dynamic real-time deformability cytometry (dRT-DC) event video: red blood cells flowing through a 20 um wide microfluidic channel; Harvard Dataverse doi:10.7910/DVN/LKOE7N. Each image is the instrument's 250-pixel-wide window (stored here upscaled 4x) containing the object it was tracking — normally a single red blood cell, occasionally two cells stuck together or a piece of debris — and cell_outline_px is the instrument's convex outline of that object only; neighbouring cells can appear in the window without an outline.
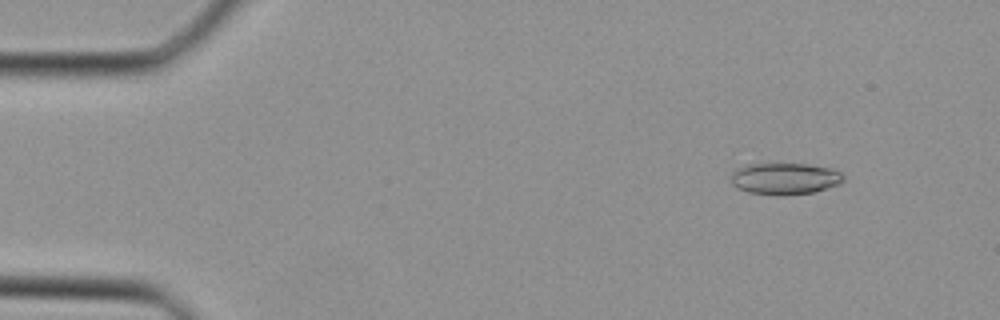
{"species": "Egyptian fruit bat (a non-hibernating species)", "species_latin": "Rousettus aegyptiacus", "temperature_condition": "cold", "stored_images_in_passage": 38, "camera_frame_rate_fps": 3000, "um_per_image_px": 0.085, "animal": {"sex": "female"}, "frame": {"image": 1, "passage_image": 4, "time_ms": 1.0, "image_size_px": [1000, 320], "cell_outline_px": [[844, 180], [840, 184], [828, 188], [812, 192], [784, 196], [776, 196], [748, 192], [736, 188], [732, 184], [732, 172], [736, 168], [744, 164], [808, 164], [832, 168], [840, 172], [844, 176]], "centroid_in_image_um": [66.7, 15.19], "position_along_channel_um": 18.3, "area_um2": 21.04}}
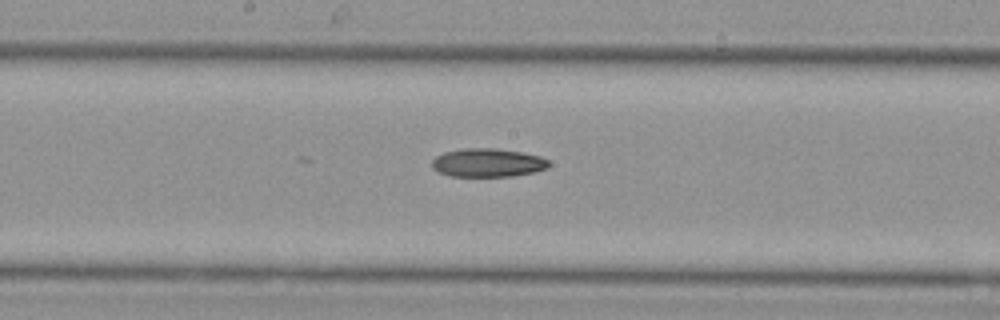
{"frame": {"image": 2, "passage_image": 20, "time_ms": 6.333, "image_size_px": [1000, 320], "cell_outline_px": [[548, 168], [532, 172], [512, 176], [452, 176], [436, 172], [432, 168], [432, 160], [436, 156], [444, 152], [464, 148], [496, 148], [520, 152], [540, 156], [548, 160]], "centroid_in_image_um": [41.41, 13.83], "position_along_channel_um": 206.8, "area_um2": 19.36}}
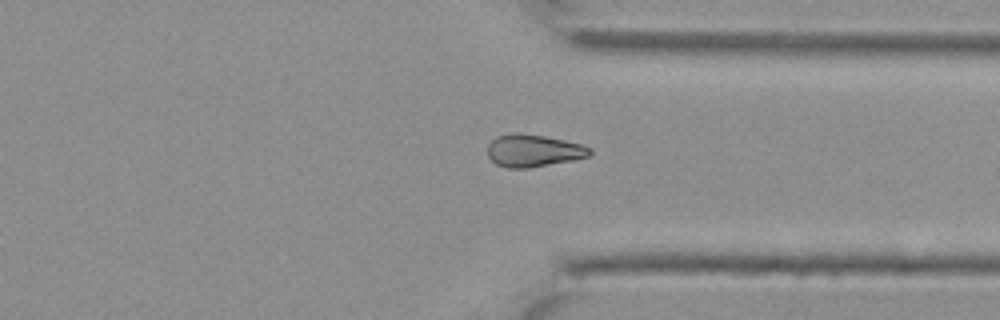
{"frame": {"image": 3, "passage_image": 29, "time_ms": 9.333, "image_size_px": [1000, 320], "cell_outline_px": [[592, 152], [588, 156], [572, 160], [528, 168], [508, 168], [496, 164], [488, 156], [488, 144], [496, 136], [508, 132], [520, 132], [544, 136], [564, 140], [580, 144], [592, 148]], "centroid_in_image_um": [45.3, 12.79], "position_along_channel_um": 366.1, "area_um2": 19.36}}